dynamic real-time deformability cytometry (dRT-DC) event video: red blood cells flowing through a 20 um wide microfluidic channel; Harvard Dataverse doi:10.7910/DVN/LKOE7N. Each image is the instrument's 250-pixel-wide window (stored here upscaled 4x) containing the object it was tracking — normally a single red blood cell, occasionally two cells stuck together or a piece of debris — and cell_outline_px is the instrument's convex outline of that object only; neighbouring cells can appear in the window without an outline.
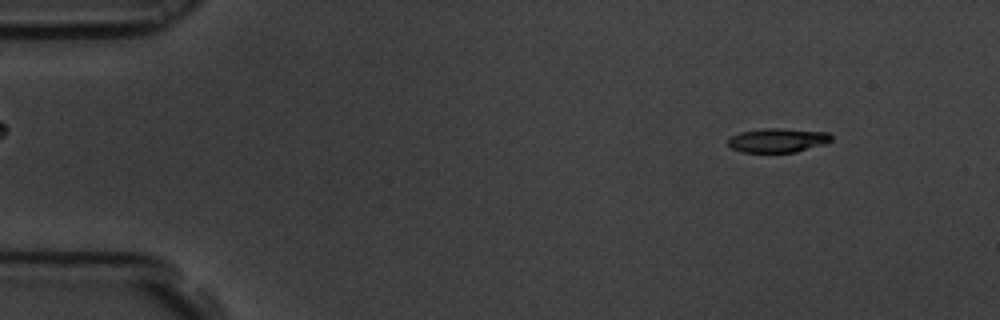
{"species": "common noctule bat (a hibernating species)", "species_latin": "Nyctalus noctula", "temperature_condition": "room temperature", "stored_images_in_passage": 58, "camera_frame_rate_fps": 3000, "um_per_image_px": 0.085, "animal": {"sex": "male", "body_mass_g": 19.5, "forearm_length_mm": 54.6}, "frame": {"image": 1, "passage_image": 6, "time_ms": 1.667, "image_size_px": [1000, 320], "cell_outline_px": [[832, 140], [824, 144], [796, 152], [744, 152], [732, 148], [728, 144], [728, 140], [732, 136], [740, 132], [764, 128], [780, 128], [828, 132], [832, 136]], "centroid_in_image_um": [66.13, 11.92], "position_along_channel_um": 18.9, "area_um2": 14.45}}
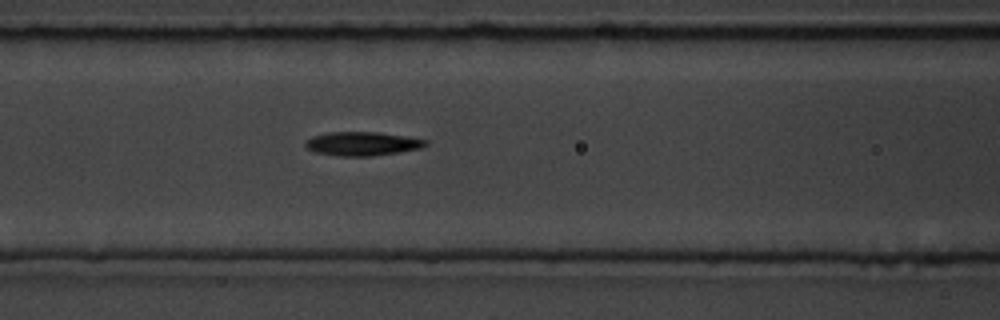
{"frame": {"image": 2, "passage_image": 24, "time_ms": 7.667, "image_size_px": [1000, 320], "cell_outline_px": [[428, 144], [420, 148], [400, 152], [372, 156], [336, 156], [316, 152], [308, 148], [304, 144], [312, 136], [328, 132], [376, 132], [404, 136], [428, 140]], "centroid_in_image_um": [30.8, 12.22], "position_along_channel_um": 135.8, "area_um2": 16.59}}
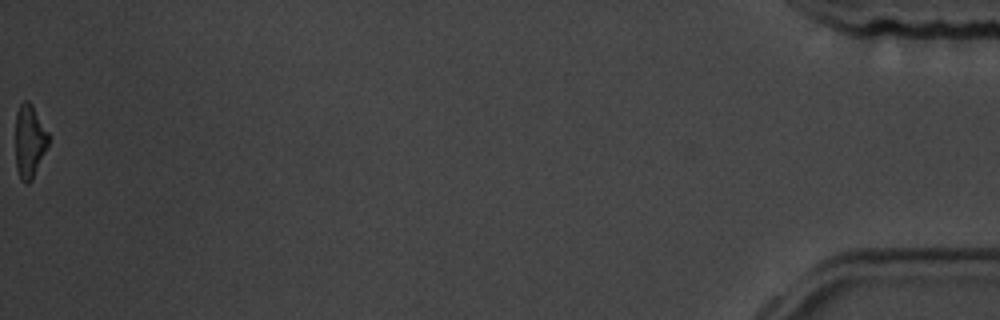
{"frame": {"image": 3, "passage_image": 58, "time_ms": 19.0, "image_size_px": [1000, 320], "cell_outline_px": [[48, 144], [32, 180], [28, 184], [24, 184], [20, 180], [16, 168], [16, 112], [20, 104], [24, 100], [28, 100], [32, 104], [48, 132]], "centroid_in_image_um": [2.49, 12.01], "position_along_channel_um": 432.7, "area_um2": 14.05}, "authors_computed_cell_mechanics": {"area_um2": 15.6349, "velocity_mm_per_s": 3.5252, "shape_relaxation_time_tau1_ms": 5.134, "shape_relaxation_time_tau2_ms": null, "deformation_change_tau1": 0.1829, "deformation_change_tau2": null}}